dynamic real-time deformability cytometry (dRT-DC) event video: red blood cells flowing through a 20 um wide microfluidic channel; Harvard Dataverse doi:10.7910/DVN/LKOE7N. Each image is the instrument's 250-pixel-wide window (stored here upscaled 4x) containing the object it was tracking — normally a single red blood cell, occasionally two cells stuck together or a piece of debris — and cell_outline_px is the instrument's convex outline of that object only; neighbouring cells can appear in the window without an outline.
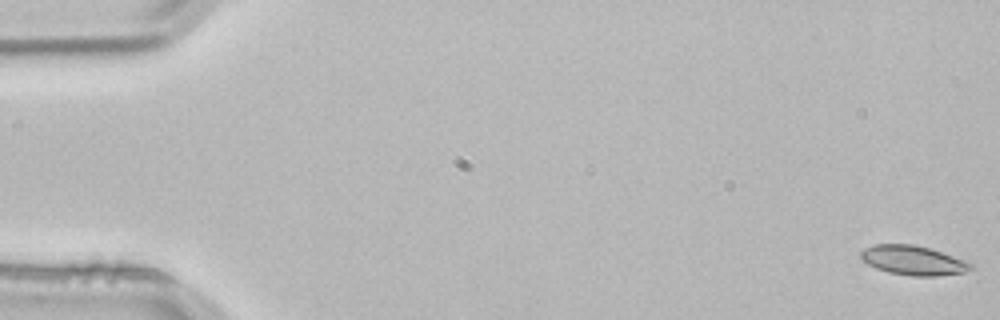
{"species": "common noctule bat (a hibernating species)", "species_latin": "Nyctalus noctula", "temperature_condition": "room temperature", "stored_images_in_passage": 4, "segment_of_instrument_passage": [1, 2], "camera_frame_rate_fps": 3000, "um_per_image_px": 0.085, "animal": {"sex": "male", "body_mass_g": 21.5, "forearm_length_mm": 52.0}, "frame": {"image": 1, "passage_image": 1, "time_ms": 0.0, "image_size_px": [1000, 320], "cell_outline_px": [[972, 268], [964, 272], [936, 276], [912, 276], [888, 272], [876, 268], [860, 260], [860, 252], [864, 248], [876, 244], [912, 244], [928, 248], [968, 260], [972, 264]], "centroid_in_image_um": [77.6, 22.13], "position_along_channel_um": 7.4, "area_um2": 18.9}}
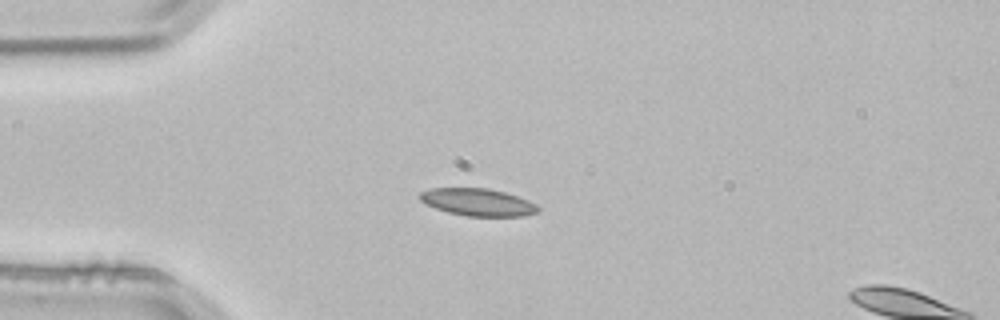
{"frame": {"image": 2, "passage_image": 3, "time_ms": 0.667, "image_size_px": [1000, 320], "cell_outline_px": [[540, 208], [536, 212], [524, 216], [468, 216], [448, 212], [424, 204], [420, 200], [420, 192], [428, 188], [488, 188], [504, 192], [528, 200], [536, 204]], "centroid_in_image_um": [40.59, 17.18], "position_along_channel_um": 44.4, "area_um2": 18.79}}